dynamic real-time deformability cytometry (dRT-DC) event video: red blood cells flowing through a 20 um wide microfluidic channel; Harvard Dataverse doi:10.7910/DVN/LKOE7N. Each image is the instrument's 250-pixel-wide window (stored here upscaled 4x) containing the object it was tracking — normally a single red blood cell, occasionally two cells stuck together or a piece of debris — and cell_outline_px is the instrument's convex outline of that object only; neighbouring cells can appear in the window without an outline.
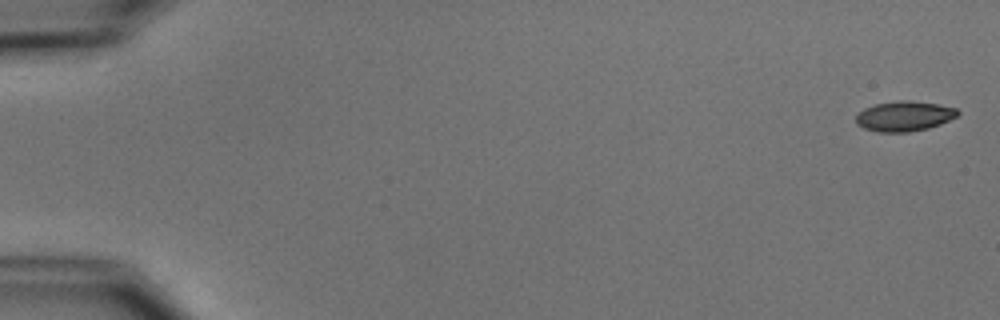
{"species": "common noctule bat (a hibernating species)", "species_latin": "Nyctalus noctula", "temperature_condition": "cold", "stored_images_in_passage": 7, "camera_frame_rate_fps": 3000, "um_per_image_px": 0.085, "animal": {"sex": "male", "body_mass_g": 15.6}, "frame": {"image": 1, "passage_image": 1, "time_ms": 0.0, "image_size_px": [1000, 320], "cell_outline_px": [[960, 112], [956, 116], [940, 124], [928, 128], [908, 132], [876, 132], [864, 128], [856, 124], [856, 116], [864, 108], [876, 104], [900, 100], [908, 100], [940, 104], [956, 108]], "centroid_in_image_um": [76.86, 9.87], "position_along_channel_um": 8.1, "area_um2": 17.8}}
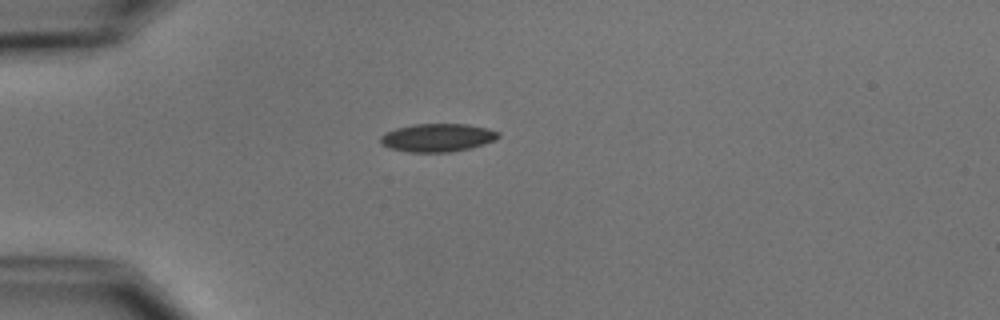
{"frame": {"image": 2, "passage_image": 4, "time_ms": 4.667, "image_size_px": [1000, 320], "cell_outline_px": [[500, 136], [496, 140], [484, 144], [452, 152], [408, 152], [388, 148], [380, 144], [380, 136], [384, 132], [396, 128], [412, 124], [468, 124], [488, 128], [500, 132]], "centroid_in_image_um": [37.17, 11.7], "position_along_channel_um": 47.8, "area_um2": 19.59}}
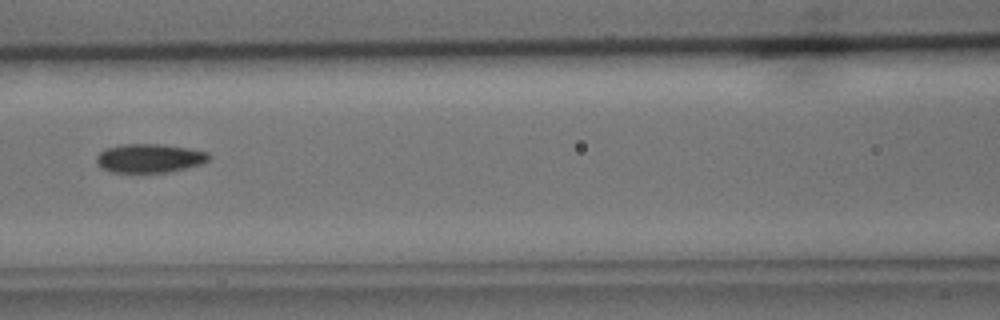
{"frame": {"image": 3, "passage_image": 7, "time_ms": 8.0, "image_size_px": [1000, 320], "cell_outline_px": [[212, 156], [208, 160], [200, 164], [168, 172], [112, 172], [100, 168], [96, 164], [96, 156], [100, 152], [108, 148], [120, 144], [160, 144], [188, 148], [208, 152]], "centroid_in_image_um": [12.68, 13.44], "position_along_channel_um": 153.9, "area_um2": 18.84}}